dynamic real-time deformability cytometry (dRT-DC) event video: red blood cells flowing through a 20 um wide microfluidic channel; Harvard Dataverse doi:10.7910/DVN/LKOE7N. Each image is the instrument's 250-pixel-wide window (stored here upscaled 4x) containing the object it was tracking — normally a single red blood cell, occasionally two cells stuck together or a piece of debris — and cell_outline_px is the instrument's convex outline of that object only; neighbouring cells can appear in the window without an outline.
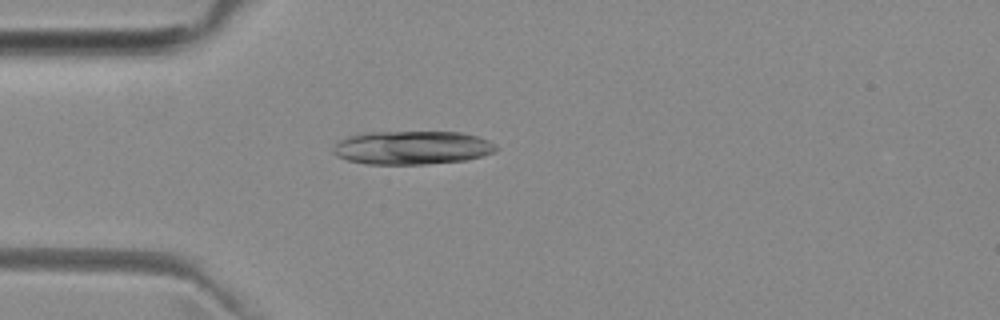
{"species": "common noctule bat (a hibernating species)", "species_latin": "Nyctalus noctula", "temperature_condition": "room temperature", "stored_images_in_passage": 51, "camera_frame_rate_fps": 3000, "um_per_image_px": 0.085, "animal": {"sex": "female", "body_mass_g": 29.2, "forearm_length_mm": 56.3}, "frame": {"image": 1, "passage_image": 14, "time_ms": 4.333, "image_size_px": [1000, 320], "cell_outline_px": [[500, 148], [496, 152], [468, 160], [424, 164], [364, 164], [348, 160], [336, 156], [332, 152], [332, 148], [340, 140], [348, 136], [364, 132], [460, 132], [476, 136], [488, 140], [496, 144]], "centroid_in_image_um": [35.04, 12.55], "position_along_channel_um": 50.0, "area_um2": 32.14}}
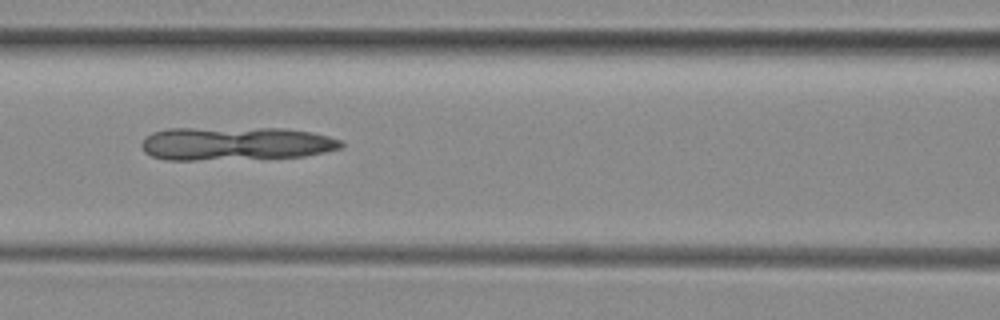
{"frame": {"image": 2, "passage_image": 22, "time_ms": 7.0, "image_size_px": [1000, 320], "cell_outline_px": [[344, 144], [340, 148], [324, 152], [304, 156], [196, 160], [164, 160], [152, 156], [144, 152], [140, 144], [152, 132], [168, 128], [284, 128], [312, 132], [328, 136], [340, 140]], "centroid_in_image_um": [20.0, 12.2], "position_along_channel_um": 146.6, "area_um2": 38.84}}
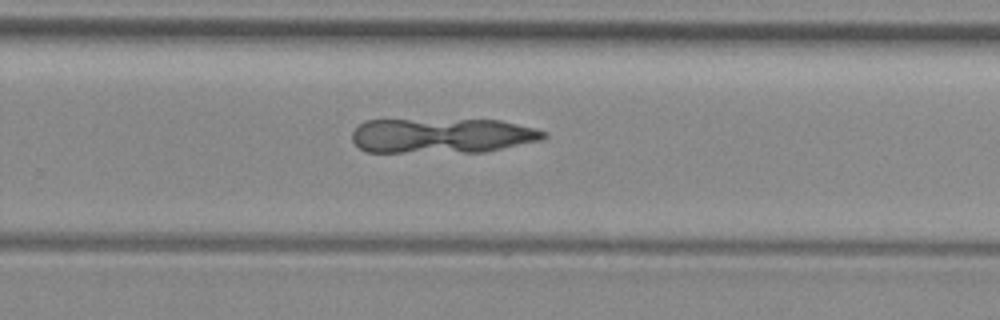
{"frame": {"image": 3, "passage_image": 33, "time_ms": 10.667, "image_size_px": [1000, 320], "cell_outline_px": [[548, 136], [540, 140], [484, 152], [368, 152], [360, 148], [352, 140], [352, 132], [364, 120], [500, 120], [536, 128], [548, 132]], "centroid_in_image_um": [37.59, 11.53], "position_along_channel_um": 292.2, "area_um2": 39.07}}